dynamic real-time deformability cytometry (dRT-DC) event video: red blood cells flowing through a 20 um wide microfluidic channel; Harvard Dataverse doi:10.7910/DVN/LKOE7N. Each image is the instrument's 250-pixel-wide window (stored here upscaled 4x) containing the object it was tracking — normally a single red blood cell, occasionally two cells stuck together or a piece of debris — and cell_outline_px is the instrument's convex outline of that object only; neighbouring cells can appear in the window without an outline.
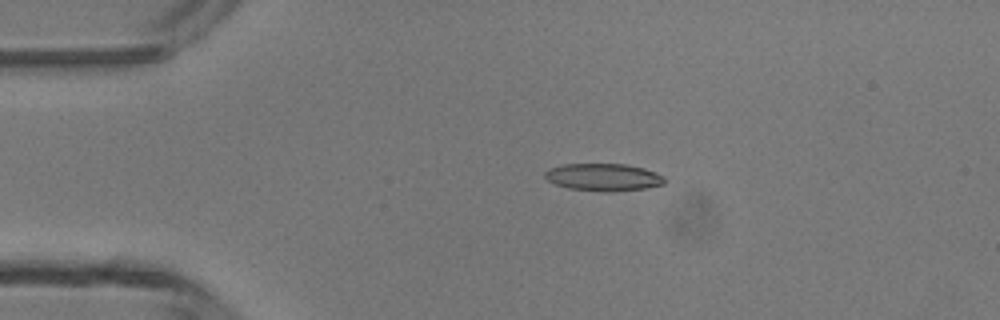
{"species": "common noctule bat (a hibernating species)", "species_latin": "Nyctalus noctula", "temperature_condition": "room temperature", "stored_images_in_passage": 3, "camera_frame_rate_fps": 3000, "um_per_image_px": 0.085, "animal": {"sex": "male", "body_mass_g": 13.3}, "frame": {"image": 1, "passage_image": 2, "time_ms": 1.333, "image_size_px": [1000, 320], "cell_outline_px": [[664, 184], [648, 188], [612, 192], [604, 192], [568, 188], [556, 184], [548, 180], [544, 176], [544, 172], [548, 168], [564, 164], [628, 164], [644, 168], [656, 172], [664, 176]], "centroid_in_image_um": [51.31, 15.06], "position_along_channel_um": 33.7, "area_um2": 19.31}}